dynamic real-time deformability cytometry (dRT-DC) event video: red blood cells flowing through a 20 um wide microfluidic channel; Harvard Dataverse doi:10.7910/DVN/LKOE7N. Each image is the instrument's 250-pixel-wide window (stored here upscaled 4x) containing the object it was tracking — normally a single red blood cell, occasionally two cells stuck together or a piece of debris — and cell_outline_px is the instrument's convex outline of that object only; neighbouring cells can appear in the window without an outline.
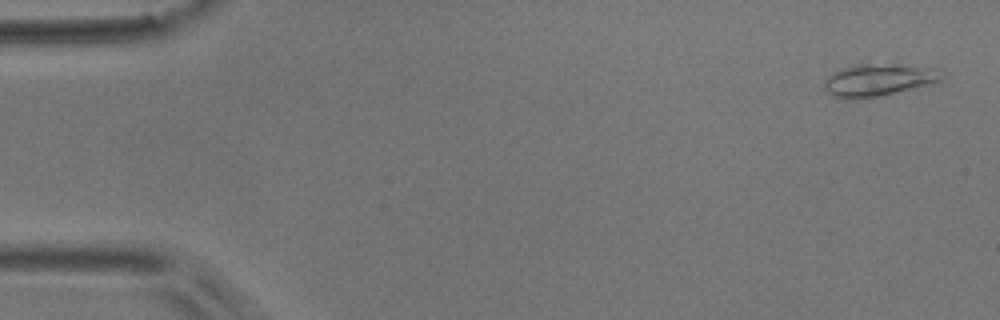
{"species": "common noctule bat (a hibernating species)", "species_latin": "Nyctalus noctula", "temperature_condition": "room temperature", "stored_images_in_passage": 6, "camera_frame_rate_fps": 3000, "um_per_image_px": 0.085, "animal": {"sex": "male", "body_mass_g": 17.9}, "frame": {"image": 1, "passage_image": 1, "time_ms": 0.0, "image_size_px": [1000, 320], "cell_outline_px": [[944, 72], [940, 80], [932, 84], [880, 96], [856, 100], [836, 96], [828, 92], [824, 88], [824, 80], [832, 72], [856, 64], [896, 64], [940, 68]], "centroid_in_image_um": [74.71, 6.79], "position_along_channel_um": 10.3, "area_um2": 22.25}}
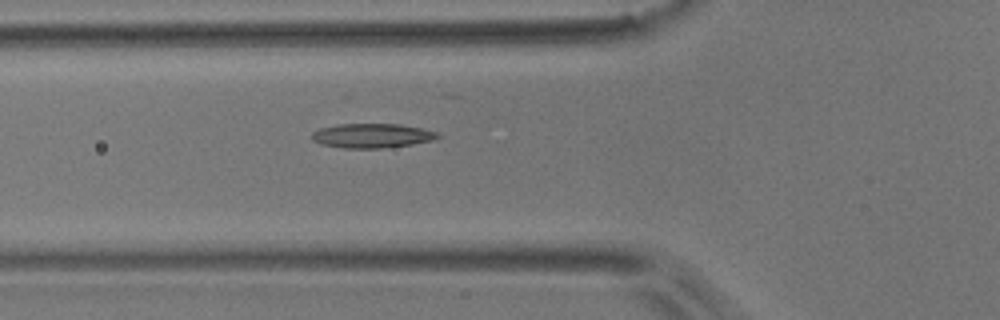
{"frame": {"image": 2, "passage_image": 6, "time_ms": 5.667, "image_size_px": [1000, 320], "cell_outline_px": [[440, 136], [432, 140], [412, 144], [380, 148], [344, 148], [320, 144], [312, 140], [312, 132], [320, 128], [336, 124], [400, 124], [420, 128], [436, 132]], "centroid_in_image_um": [31.56, 11.53], "position_along_channel_um": 94.2, "area_um2": 17.74}}